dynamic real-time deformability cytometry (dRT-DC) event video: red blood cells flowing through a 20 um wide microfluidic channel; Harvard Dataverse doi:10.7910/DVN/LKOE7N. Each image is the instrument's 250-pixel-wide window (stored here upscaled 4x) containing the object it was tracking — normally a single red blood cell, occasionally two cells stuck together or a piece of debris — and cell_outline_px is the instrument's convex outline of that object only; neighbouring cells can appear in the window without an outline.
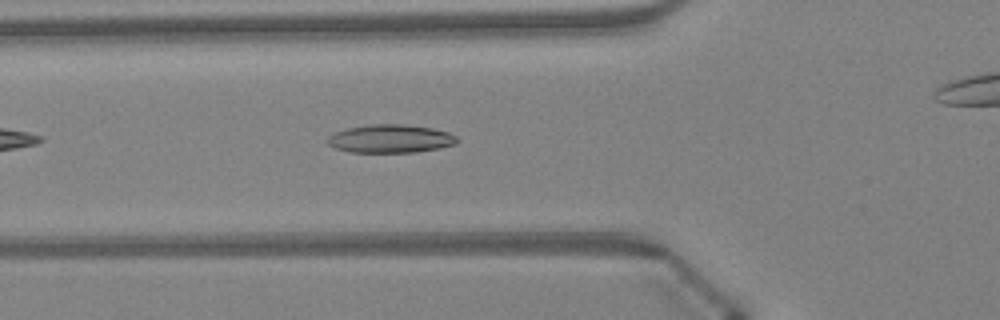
{"species": "Egyptian fruit bat (a non-hibernating species)", "species_latin": "Rousettus aegyptiacus", "temperature_condition": "warm", "stored_images_in_passage": 37, "camera_frame_rate_fps": 3000, "um_per_image_px": 0.085, "animal": {"sex": "female"}, "frame": {"image": 1, "passage_image": 6, "time_ms": 1.667, "image_size_px": [1000, 320], "cell_outline_px": [[460, 140], [456, 144], [440, 148], [416, 152], [352, 152], [336, 148], [328, 144], [328, 136], [336, 132], [348, 128], [368, 124], [404, 124], [432, 128], [448, 132], [456, 136]], "centroid_in_image_um": [33.23, 11.79], "position_along_channel_um": 92.6, "area_um2": 21.33}}
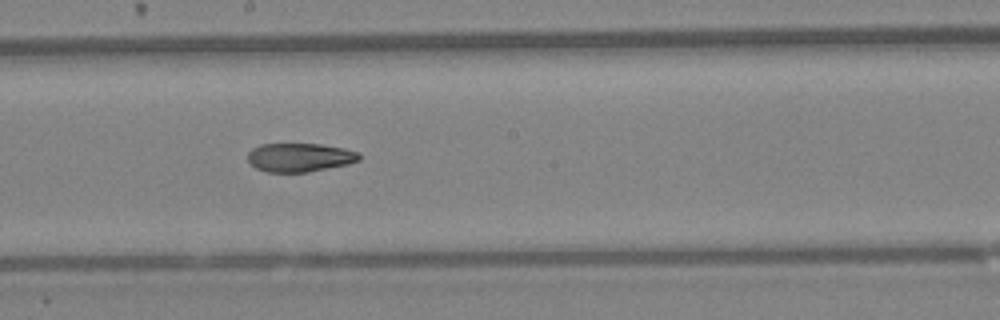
{"frame": {"image": 2, "passage_image": 15, "time_ms": 4.667, "image_size_px": [1000, 320], "cell_outline_px": [[360, 160], [348, 164], [308, 172], [268, 172], [256, 168], [248, 160], [248, 152], [252, 148], [260, 144], [320, 144], [344, 148], [360, 152]], "centroid_in_image_um": [25.49, 13.37], "position_along_channel_um": 222.7, "area_um2": 18.67}}
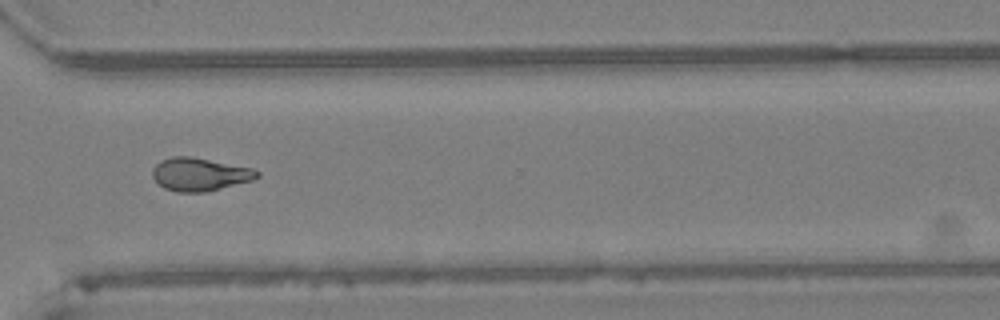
{"frame": {"image": 3, "passage_image": 24, "time_ms": 7.667, "image_size_px": [1000, 320], "cell_outline_px": [[260, 176], [252, 180], [208, 192], [176, 192], [164, 188], [152, 176], [152, 168], [160, 160], [172, 156], [188, 156], [252, 168], [260, 172]], "centroid_in_image_um": [16.96, 14.82], "position_along_channel_um": 353.6, "area_um2": 20.11}, "authors_computed_cell_mechanics": {"area_um2": 19.7676, "velocity_mm_per_s": 4.353, "shape_relaxation_time_tau1_ms": null, "shape_relaxation_time_tau2_ms": 5.8533, "deformation_change_tau1": null, "deformation_change_tau2": 0.1484}}